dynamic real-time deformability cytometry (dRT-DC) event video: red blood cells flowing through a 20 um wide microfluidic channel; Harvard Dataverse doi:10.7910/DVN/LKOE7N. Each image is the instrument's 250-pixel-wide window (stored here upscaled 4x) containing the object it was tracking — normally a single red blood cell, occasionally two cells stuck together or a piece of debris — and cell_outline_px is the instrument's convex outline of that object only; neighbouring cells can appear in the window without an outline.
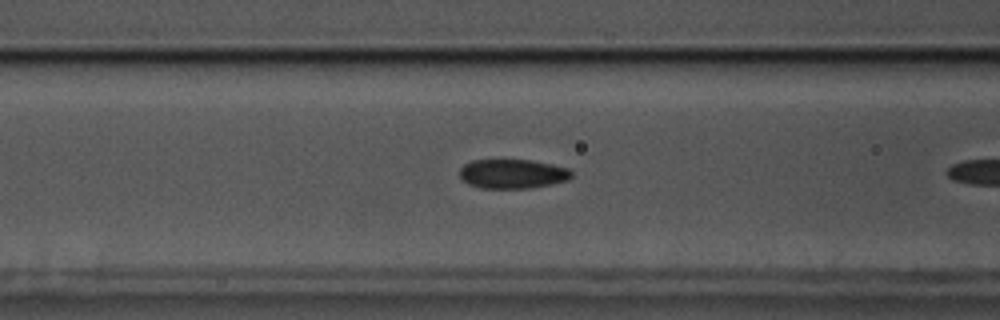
{"species": "common noctule bat (a hibernating species)", "species_latin": "Nyctalus noctula", "temperature_condition": "cold", "stored_images_in_passage": 9, "camera_frame_rate_fps": 3000, "um_per_image_px": 0.085, "animal": {"sex": "male", "body_mass_g": 17.5, "forearm_length_mm": 52.3}, "frame": {"image": 1, "passage_image": 8, "time_ms": 2.333, "image_size_px": [1000, 320], "cell_outline_px": [[572, 176], [568, 180], [552, 184], [532, 188], [480, 188], [468, 184], [460, 180], [460, 168], [464, 164], [472, 160], [532, 160], [552, 164], [568, 168], [572, 172]], "centroid_in_image_um": [43.55, 14.78], "position_along_channel_um": 123.0, "area_um2": 19.31}}